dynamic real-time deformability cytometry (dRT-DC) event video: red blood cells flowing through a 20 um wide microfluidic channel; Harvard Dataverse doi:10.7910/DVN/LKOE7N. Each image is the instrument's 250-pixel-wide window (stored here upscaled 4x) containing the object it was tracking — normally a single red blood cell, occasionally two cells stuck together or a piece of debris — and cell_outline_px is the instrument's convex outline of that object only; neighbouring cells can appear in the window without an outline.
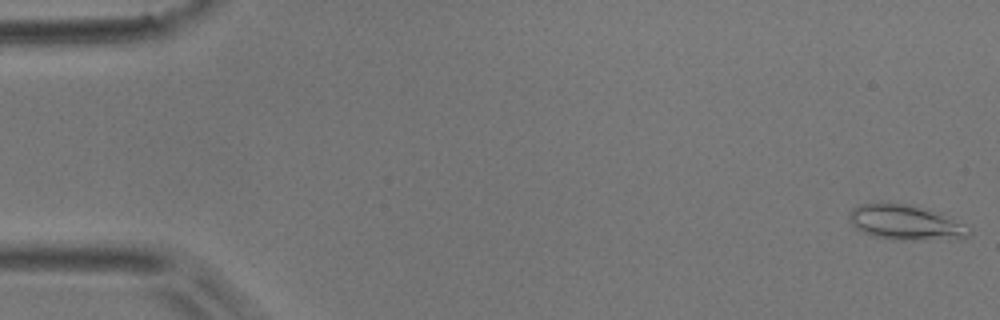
{"species": "common noctule bat (a hibernating species)", "species_latin": "Nyctalus noctula", "temperature_condition": "room temperature", "stored_images_in_passage": 10, "camera_frame_rate_fps": 3000, "um_per_image_px": 0.085, "animal": {"sex": "male", "body_mass_g": 17.9}, "frame": {"image": 1, "passage_image": 1, "time_ms": 0.0, "image_size_px": [1000, 320], "cell_outline_px": [[972, 236], [964, 240], [896, 240], [872, 236], [860, 232], [852, 224], [848, 216], [848, 212], [856, 204], [904, 204], [940, 212], [972, 228]], "centroid_in_image_um": [77.06, 18.96], "position_along_channel_um": 7.9, "area_um2": 25.03}}